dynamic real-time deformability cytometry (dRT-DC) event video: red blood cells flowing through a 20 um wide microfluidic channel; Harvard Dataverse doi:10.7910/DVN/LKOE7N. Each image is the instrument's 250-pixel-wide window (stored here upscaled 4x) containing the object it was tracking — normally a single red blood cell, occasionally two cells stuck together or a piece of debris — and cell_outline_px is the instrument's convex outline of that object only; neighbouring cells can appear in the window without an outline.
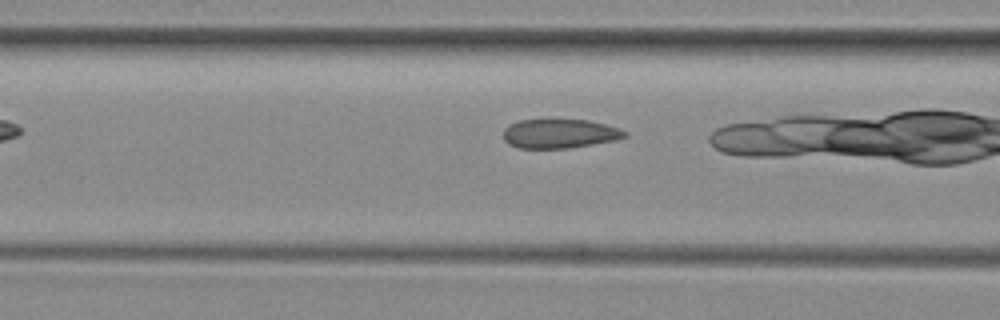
{"species": "common noctule bat (a hibernating species)", "species_latin": "Nyctalus noctula", "temperature_condition": "room temperature", "stored_images_in_passage": 8, "camera_frame_rate_fps": 3000, "um_per_image_px": 0.085, "animal": {"sex": "female", "body_mass_g": 29.2, "forearm_length_mm": 56.3}, "frame": {"image": 1, "passage_image": 6, "time_ms": 1.667, "image_size_px": [1000, 320], "cell_outline_px": [[628, 136], [616, 140], [568, 148], [520, 148], [508, 144], [504, 140], [504, 128], [508, 124], [520, 120], [588, 120], [604, 124], [628, 132]], "centroid_in_image_um": [47.55, 11.36], "position_along_channel_um": 119.1, "area_um2": 20.52}}